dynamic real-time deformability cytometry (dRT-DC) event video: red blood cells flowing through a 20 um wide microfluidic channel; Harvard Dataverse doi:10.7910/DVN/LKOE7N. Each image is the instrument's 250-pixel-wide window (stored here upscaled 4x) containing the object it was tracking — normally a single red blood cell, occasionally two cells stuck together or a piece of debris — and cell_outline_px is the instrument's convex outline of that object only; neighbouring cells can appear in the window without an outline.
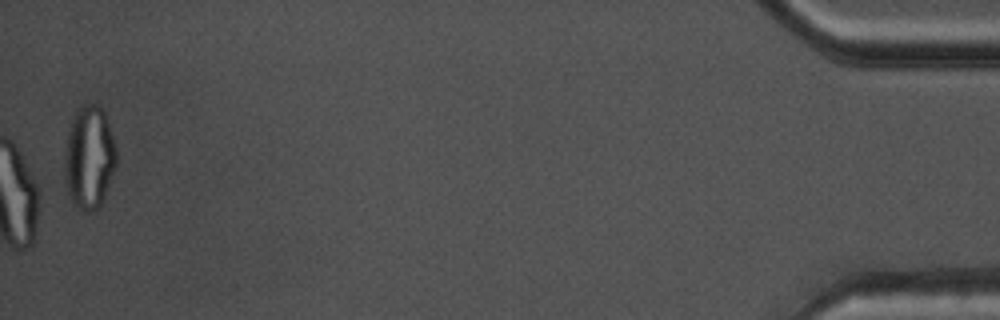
{"species": "common noctule bat (a hibernating species)", "species_latin": "Nyctalus noctula", "temperature_condition": "warm", "stored_images_in_passage": 55, "camera_frame_rate_fps": 3000, "um_per_image_px": 0.085, "animal": {"sex": "male", "body_mass_g": 17.5, "forearm_length_mm": 52.3}, "frame": {"image": 1, "passage_image": 55, "time_ms": 18.0, "image_size_px": [1000, 320], "cell_outline_px": [[116, 164], [104, 196], [100, 204], [92, 212], [80, 212], [72, 200], [68, 192], [64, 172], [64, 148], [68, 128], [76, 112], [84, 104], [96, 104], [104, 108], [116, 148]], "centroid_in_image_um": [7.56, 13.36], "position_along_channel_um": 427.6, "area_um2": 31.21}}